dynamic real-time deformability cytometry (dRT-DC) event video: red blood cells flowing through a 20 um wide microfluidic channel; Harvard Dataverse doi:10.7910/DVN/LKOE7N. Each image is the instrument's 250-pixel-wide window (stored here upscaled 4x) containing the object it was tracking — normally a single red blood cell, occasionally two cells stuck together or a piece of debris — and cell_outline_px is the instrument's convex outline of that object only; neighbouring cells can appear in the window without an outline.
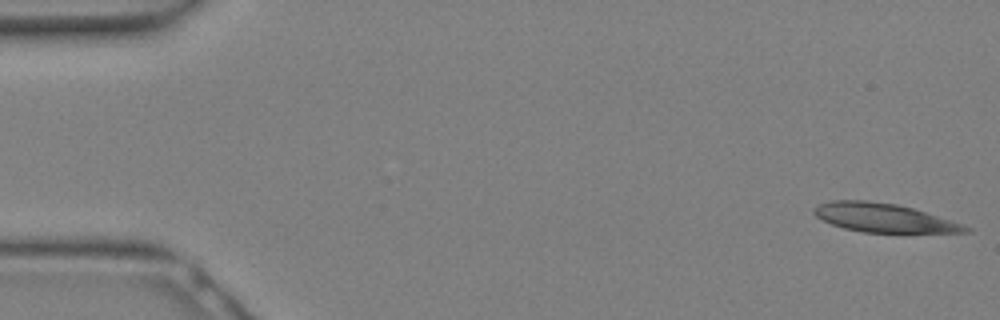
{"species": "Egyptian fruit bat (a non-hibernating species)", "species_latin": "Rousettus aegyptiacus", "temperature_condition": "warm", "stored_images_in_passage": 11, "camera_frame_rate_fps": 3000, "um_per_image_px": 0.085, "animal": {"sex": "female"}, "frame": {"image": 1, "passage_image": 1, "time_ms": 0.0, "image_size_px": [1000, 320], "cell_outline_px": [[972, 232], [860, 232], [844, 228], [832, 224], [816, 216], [812, 212], [812, 208], [820, 204], [832, 200], [868, 200], [896, 204], [912, 208], [972, 228]], "centroid_in_image_um": [75.04, 18.5], "position_along_channel_um": 10.0, "area_um2": 24.91}}
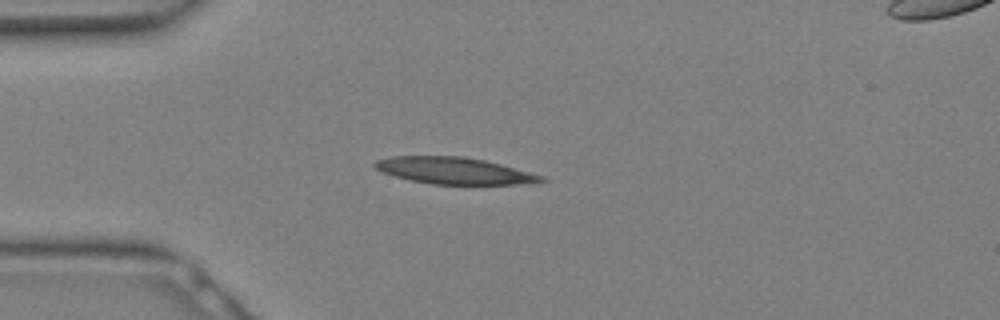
{"frame": {"image": 2, "passage_image": 8, "time_ms": 2.333, "image_size_px": [1000, 320], "cell_outline_px": [[548, 180], [536, 184], [432, 184], [412, 180], [396, 176], [384, 172], [376, 168], [372, 164], [376, 160], [392, 156], [464, 156], [484, 160], [500, 164], [544, 176]], "centroid_in_image_um": [38.67, 14.51], "position_along_channel_um": 46.3, "area_um2": 25.78}}
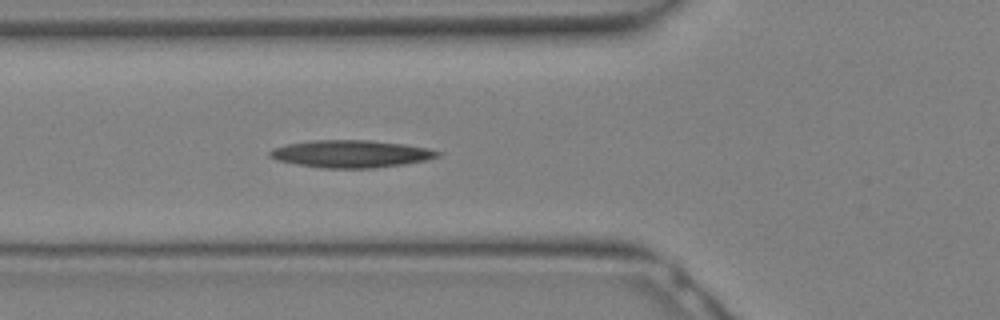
{"frame": {"image": 3, "passage_image": 11, "time_ms": 3.333, "image_size_px": [1000, 320], "cell_outline_px": [[444, 152], [440, 156], [428, 160], [404, 164], [372, 168], [320, 168], [276, 160], [268, 156], [268, 152], [272, 148], [288, 144], [308, 140], [372, 140], [404, 144], [428, 148]], "centroid_in_image_um": [29.85, 13.07], "position_along_channel_um": 95.9, "area_um2": 27.05}}